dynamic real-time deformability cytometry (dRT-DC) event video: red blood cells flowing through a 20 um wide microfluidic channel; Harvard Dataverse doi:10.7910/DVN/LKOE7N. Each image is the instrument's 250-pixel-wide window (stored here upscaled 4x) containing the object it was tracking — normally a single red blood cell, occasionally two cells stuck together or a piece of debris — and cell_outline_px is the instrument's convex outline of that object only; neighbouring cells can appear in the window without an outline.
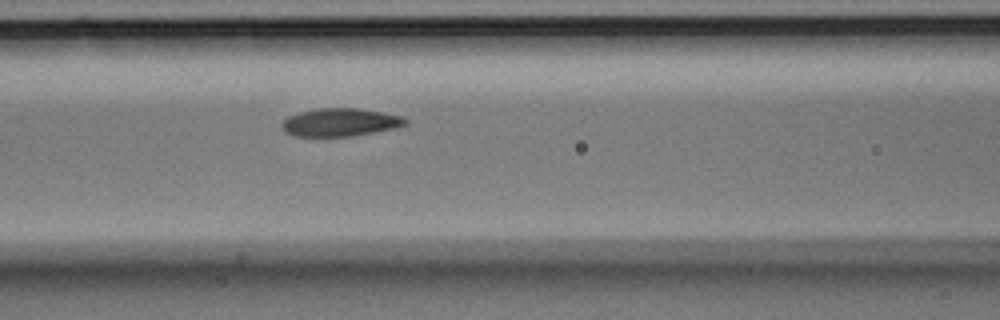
{"species": "Egyptian fruit bat (a non-hibernating species)", "species_latin": "Rousettus aegyptiacus", "temperature_condition": "room temperature", "stored_images_in_passage": 5, "camera_frame_rate_fps": 3000, "um_per_image_px": 0.085, "animal": {"sex": "male"}, "frame": {"image": 1, "passage_image": 5, "time_ms": 1.333, "image_size_px": [1000, 320], "cell_outline_px": [[408, 124], [396, 128], [352, 136], [292, 136], [284, 132], [280, 124], [288, 116], [300, 112], [316, 108], [360, 108], [404, 116], [408, 120]], "centroid_in_image_um": [28.93, 10.39], "position_along_channel_um": 137.7, "area_um2": 20.4}}